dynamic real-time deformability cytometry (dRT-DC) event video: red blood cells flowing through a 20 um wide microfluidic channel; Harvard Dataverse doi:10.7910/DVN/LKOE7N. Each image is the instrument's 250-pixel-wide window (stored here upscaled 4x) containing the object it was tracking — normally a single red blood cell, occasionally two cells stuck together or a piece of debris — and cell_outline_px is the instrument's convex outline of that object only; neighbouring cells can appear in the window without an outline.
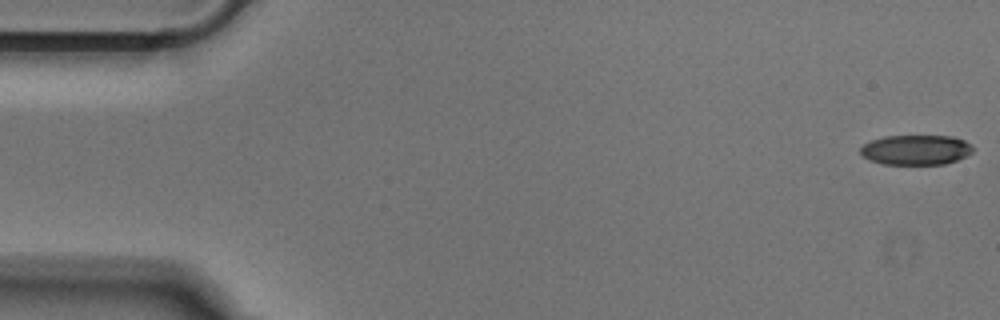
{"species": "Egyptian fruit bat (a non-hibernating species)", "species_latin": "Rousettus aegyptiacus", "temperature_condition": "cold", "stored_images_in_passage": 49, "camera_frame_rate_fps": 3000, "um_per_image_px": 0.085, "animal": {"sex": "male"}, "frame": {"image": 1, "passage_image": 1, "time_ms": 0.0, "image_size_px": [1000, 320], "cell_outline_px": [[972, 152], [956, 160], [944, 164], [884, 164], [868, 160], [860, 152], [860, 148], [864, 144], [872, 140], [884, 136], [952, 136], [964, 140], [972, 144]], "centroid_in_image_um": [77.84, 12.73], "position_along_channel_um": 7.2, "area_um2": 19.54}}
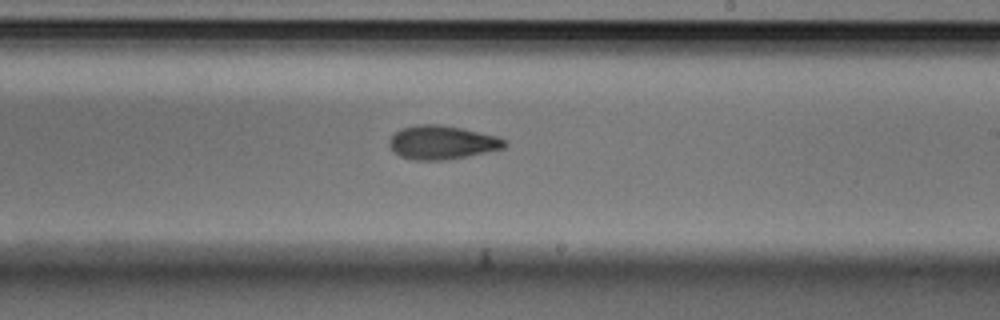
{"frame": {"image": 2, "passage_image": 30, "time_ms": 9.667, "image_size_px": [1000, 320], "cell_outline_px": [[508, 144], [504, 148], [444, 160], [416, 160], [400, 156], [388, 144], [388, 140], [400, 128], [416, 124], [440, 124], [460, 128], [496, 136], [504, 140]], "centroid_in_image_um": [37.53, 12.09], "position_along_channel_um": 251.5, "area_um2": 22.31}}
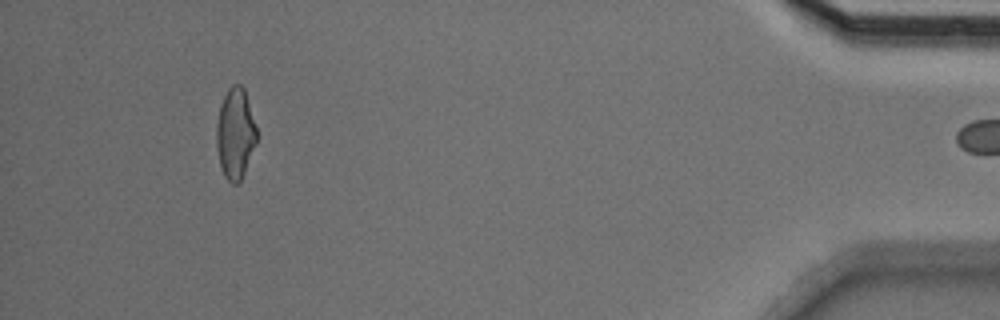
{"frame": {"image": 3, "passage_image": 48, "time_ms": 15.667, "image_size_px": [1000, 320], "cell_outline_px": [[256, 144], [244, 172], [240, 180], [236, 184], [232, 184], [224, 176], [220, 164], [216, 148], [216, 124], [220, 104], [228, 88], [232, 84], [240, 84], [244, 88], [256, 128]], "centroid_in_image_um": [19.98, 11.34], "position_along_channel_um": 415.2, "area_um2": 21.15}}